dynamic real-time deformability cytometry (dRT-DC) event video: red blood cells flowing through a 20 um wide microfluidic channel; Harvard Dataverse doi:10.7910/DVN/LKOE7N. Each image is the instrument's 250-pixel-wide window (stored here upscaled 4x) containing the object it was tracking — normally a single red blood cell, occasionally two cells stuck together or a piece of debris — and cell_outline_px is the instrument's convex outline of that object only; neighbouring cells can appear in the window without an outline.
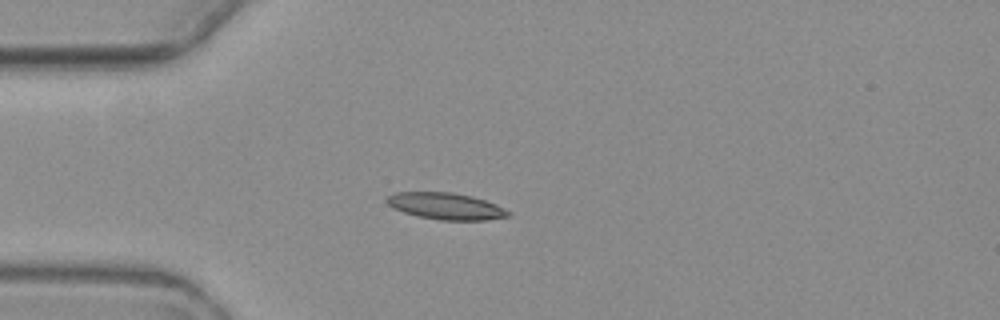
{"species": "common noctule bat (a hibernating species)", "species_latin": "Nyctalus noctula", "temperature_condition": "warm", "stored_images_in_passage": 3, "camera_frame_rate_fps": 3000, "um_per_image_px": 0.085, "animal": {"sex": "female", "body_mass_g": 19.3, "forearm_length_mm": 54.1}, "frame": {"image": 1, "passage_image": 3, "time_ms": 2.667, "image_size_px": [1000, 320], "cell_outline_px": [[512, 216], [484, 220], [440, 220], [416, 216], [392, 208], [384, 200], [388, 196], [396, 192], [452, 192], [472, 196], [496, 204], [512, 212]], "centroid_in_image_um": [37.9, 17.52], "position_along_channel_um": 47.1, "area_um2": 19.02}}